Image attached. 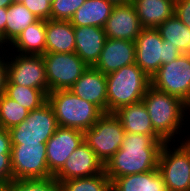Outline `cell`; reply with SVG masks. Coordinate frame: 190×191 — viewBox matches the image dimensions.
Listing matches in <instances>:
<instances>
[{"instance_id": "obj_1", "label": "cell", "mask_w": 190, "mask_h": 191, "mask_svg": "<svg viewBox=\"0 0 190 191\" xmlns=\"http://www.w3.org/2000/svg\"><path fill=\"white\" fill-rule=\"evenodd\" d=\"M164 143L159 135L125 133L121 148L104 165L106 175L112 182L117 177L157 169Z\"/></svg>"}, {"instance_id": "obj_2", "label": "cell", "mask_w": 190, "mask_h": 191, "mask_svg": "<svg viewBox=\"0 0 190 191\" xmlns=\"http://www.w3.org/2000/svg\"><path fill=\"white\" fill-rule=\"evenodd\" d=\"M144 103L154 131L165 141L171 142L174 133L182 128L187 104L176 96L156 90L150 86L144 95Z\"/></svg>"}, {"instance_id": "obj_3", "label": "cell", "mask_w": 190, "mask_h": 191, "mask_svg": "<svg viewBox=\"0 0 190 191\" xmlns=\"http://www.w3.org/2000/svg\"><path fill=\"white\" fill-rule=\"evenodd\" d=\"M107 113L139 102L151 86V79L134 63L106 75Z\"/></svg>"}, {"instance_id": "obj_4", "label": "cell", "mask_w": 190, "mask_h": 191, "mask_svg": "<svg viewBox=\"0 0 190 191\" xmlns=\"http://www.w3.org/2000/svg\"><path fill=\"white\" fill-rule=\"evenodd\" d=\"M58 125L85 132L104 114L96 105L83 100L70 90H57L48 93Z\"/></svg>"}, {"instance_id": "obj_5", "label": "cell", "mask_w": 190, "mask_h": 191, "mask_svg": "<svg viewBox=\"0 0 190 191\" xmlns=\"http://www.w3.org/2000/svg\"><path fill=\"white\" fill-rule=\"evenodd\" d=\"M135 42V64L151 79L161 65L169 64L183 53L166 43L156 28H144Z\"/></svg>"}, {"instance_id": "obj_6", "label": "cell", "mask_w": 190, "mask_h": 191, "mask_svg": "<svg viewBox=\"0 0 190 191\" xmlns=\"http://www.w3.org/2000/svg\"><path fill=\"white\" fill-rule=\"evenodd\" d=\"M58 127L54 110L47 101L41 107L30 111L26 120L9 129L11 144L46 143Z\"/></svg>"}, {"instance_id": "obj_7", "label": "cell", "mask_w": 190, "mask_h": 191, "mask_svg": "<svg viewBox=\"0 0 190 191\" xmlns=\"http://www.w3.org/2000/svg\"><path fill=\"white\" fill-rule=\"evenodd\" d=\"M125 130L114 113H104L98 121L84 132V141L105 165L121 148Z\"/></svg>"}, {"instance_id": "obj_8", "label": "cell", "mask_w": 190, "mask_h": 191, "mask_svg": "<svg viewBox=\"0 0 190 191\" xmlns=\"http://www.w3.org/2000/svg\"><path fill=\"white\" fill-rule=\"evenodd\" d=\"M181 142L174 152L168 147L169 142L160 151L158 169L168 191H190V146Z\"/></svg>"}, {"instance_id": "obj_9", "label": "cell", "mask_w": 190, "mask_h": 191, "mask_svg": "<svg viewBox=\"0 0 190 191\" xmlns=\"http://www.w3.org/2000/svg\"><path fill=\"white\" fill-rule=\"evenodd\" d=\"M46 79L50 92L69 90L89 67L74 53H45Z\"/></svg>"}, {"instance_id": "obj_10", "label": "cell", "mask_w": 190, "mask_h": 191, "mask_svg": "<svg viewBox=\"0 0 190 191\" xmlns=\"http://www.w3.org/2000/svg\"><path fill=\"white\" fill-rule=\"evenodd\" d=\"M151 86L190 104V54L161 65L151 78Z\"/></svg>"}, {"instance_id": "obj_11", "label": "cell", "mask_w": 190, "mask_h": 191, "mask_svg": "<svg viewBox=\"0 0 190 191\" xmlns=\"http://www.w3.org/2000/svg\"><path fill=\"white\" fill-rule=\"evenodd\" d=\"M11 167L13 180L53 177L47 165L46 143L12 145Z\"/></svg>"}, {"instance_id": "obj_12", "label": "cell", "mask_w": 190, "mask_h": 191, "mask_svg": "<svg viewBox=\"0 0 190 191\" xmlns=\"http://www.w3.org/2000/svg\"><path fill=\"white\" fill-rule=\"evenodd\" d=\"M9 60L7 65L6 84H16L20 86L40 89L47 94L50 92L46 79L44 59L40 55L18 54L13 61Z\"/></svg>"}, {"instance_id": "obj_13", "label": "cell", "mask_w": 190, "mask_h": 191, "mask_svg": "<svg viewBox=\"0 0 190 191\" xmlns=\"http://www.w3.org/2000/svg\"><path fill=\"white\" fill-rule=\"evenodd\" d=\"M84 141V132L68 127H58L46 142L49 172L54 176L65 164L74 150Z\"/></svg>"}, {"instance_id": "obj_14", "label": "cell", "mask_w": 190, "mask_h": 191, "mask_svg": "<svg viewBox=\"0 0 190 191\" xmlns=\"http://www.w3.org/2000/svg\"><path fill=\"white\" fill-rule=\"evenodd\" d=\"M104 171L103 163L95 152L83 141L65 161L63 167L53 176L58 182L73 178L98 175Z\"/></svg>"}, {"instance_id": "obj_15", "label": "cell", "mask_w": 190, "mask_h": 191, "mask_svg": "<svg viewBox=\"0 0 190 191\" xmlns=\"http://www.w3.org/2000/svg\"><path fill=\"white\" fill-rule=\"evenodd\" d=\"M106 37L135 41L144 27L131 2L115 5L103 27Z\"/></svg>"}, {"instance_id": "obj_16", "label": "cell", "mask_w": 190, "mask_h": 191, "mask_svg": "<svg viewBox=\"0 0 190 191\" xmlns=\"http://www.w3.org/2000/svg\"><path fill=\"white\" fill-rule=\"evenodd\" d=\"M135 42L107 38L95 69L107 75L124 66L135 63Z\"/></svg>"}, {"instance_id": "obj_17", "label": "cell", "mask_w": 190, "mask_h": 191, "mask_svg": "<svg viewBox=\"0 0 190 191\" xmlns=\"http://www.w3.org/2000/svg\"><path fill=\"white\" fill-rule=\"evenodd\" d=\"M69 90L107 113V82L106 75L101 71L88 67Z\"/></svg>"}, {"instance_id": "obj_18", "label": "cell", "mask_w": 190, "mask_h": 191, "mask_svg": "<svg viewBox=\"0 0 190 191\" xmlns=\"http://www.w3.org/2000/svg\"><path fill=\"white\" fill-rule=\"evenodd\" d=\"M75 53L89 66L98 61L107 39L103 28L95 26L74 27Z\"/></svg>"}, {"instance_id": "obj_19", "label": "cell", "mask_w": 190, "mask_h": 191, "mask_svg": "<svg viewBox=\"0 0 190 191\" xmlns=\"http://www.w3.org/2000/svg\"><path fill=\"white\" fill-rule=\"evenodd\" d=\"M74 26L69 21L46 20V53H74Z\"/></svg>"}, {"instance_id": "obj_20", "label": "cell", "mask_w": 190, "mask_h": 191, "mask_svg": "<svg viewBox=\"0 0 190 191\" xmlns=\"http://www.w3.org/2000/svg\"><path fill=\"white\" fill-rule=\"evenodd\" d=\"M144 28H157L175 13L171 0H131Z\"/></svg>"}, {"instance_id": "obj_21", "label": "cell", "mask_w": 190, "mask_h": 191, "mask_svg": "<svg viewBox=\"0 0 190 191\" xmlns=\"http://www.w3.org/2000/svg\"><path fill=\"white\" fill-rule=\"evenodd\" d=\"M114 115L122 123L125 133L158 135L142 100L119 108Z\"/></svg>"}, {"instance_id": "obj_22", "label": "cell", "mask_w": 190, "mask_h": 191, "mask_svg": "<svg viewBox=\"0 0 190 191\" xmlns=\"http://www.w3.org/2000/svg\"><path fill=\"white\" fill-rule=\"evenodd\" d=\"M111 191H168L159 169L115 178Z\"/></svg>"}, {"instance_id": "obj_23", "label": "cell", "mask_w": 190, "mask_h": 191, "mask_svg": "<svg viewBox=\"0 0 190 191\" xmlns=\"http://www.w3.org/2000/svg\"><path fill=\"white\" fill-rule=\"evenodd\" d=\"M114 4L107 0H86L70 19L74 27L95 26L103 28Z\"/></svg>"}, {"instance_id": "obj_24", "label": "cell", "mask_w": 190, "mask_h": 191, "mask_svg": "<svg viewBox=\"0 0 190 191\" xmlns=\"http://www.w3.org/2000/svg\"><path fill=\"white\" fill-rule=\"evenodd\" d=\"M22 55H44L46 53V20L39 19L29 25L12 42ZM22 52V53H21Z\"/></svg>"}, {"instance_id": "obj_25", "label": "cell", "mask_w": 190, "mask_h": 191, "mask_svg": "<svg viewBox=\"0 0 190 191\" xmlns=\"http://www.w3.org/2000/svg\"><path fill=\"white\" fill-rule=\"evenodd\" d=\"M38 20L19 0H15L7 11L5 44H11L23 30Z\"/></svg>"}, {"instance_id": "obj_26", "label": "cell", "mask_w": 190, "mask_h": 191, "mask_svg": "<svg viewBox=\"0 0 190 191\" xmlns=\"http://www.w3.org/2000/svg\"><path fill=\"white\" fill-rule=\"evenodd\" d=\"M161 38L171 45H175L183 54H189L190 29L173 15L156 28Z\"/></svg>"}, {"instance_id": "obj_27", "label": "cell", "mask_w": 190, "mask_h": 191, "mask_svg": "<svg viewBox=\"0 0 190 191\" xmlns=\"http://www.w3.org/2000/svg\"><path fill=\"white\" fill-rule=\"evenodd\" d=\"M4 94L28 111L37 109L48 101L45 91L16 84H6Z\"/></svg>"}, {"instance_id": "obj_28", "label": "cell", "mask_w": 190, "mask_h": 191, "mask_svg": "<svg viewBox=\"0 0 190 191\" xmlns=\"http://www.w3.org/2000/svg\"><path fill=\"white\" fill-rule=\"evenodd\" d=\"M60 191H111V180L105 171L98 175L59 182Z\"/></svg>"}, {"instance_id": "obj_29", "label": "cell", "mask_w": 190, "mask_h": 191, "mask_svg": "<svg viewBox=\"0 0 190 191\" xmlns=\"http://www.w3.org/2000/svg\"><path fill=\"white\" fill-rule=\"evenodd\" d=\"M28 110L20 106L16 101L7 97L4 93L0 95V127L9 130L26 120Z\"/></svg>"}, {"instance_id": "obj_30", "label": "cell", "mask_w": 190, "mask_h": 191, "mask_svg": "<svg viewBox=\"0 0 190 191\" xmlns=\"http://www.w3.org/2000/svg\"><path fill=\"white\" fill-rule=\"evenodd\" d=\"M11 150L9 130L0 127V185H7L13 180Z\"/></svg>"}, {"instance_id": "obj_31", "label": "cell", "mask_w": 190, "mask_h": 191, "mask_svg": "<svg viewBox=\"0 0 190 191\" xmlns=\"http://www.w3.org/2000/svg\"><path fill=\"white\" fill-rule=\"evenodd\" d=\"M6 191H60V186L54 177L12 180L6 185Z\"/></svg>"}, {"instance_id": "obj_32", "label": "cell", "mask_w": 190, "mask_h": 191, "mask_svg": "<svg viewBox=\"0 0 190 191\" xmlns=\"http://www.w3.org/2000/svg\"><path fill=\"white\" fill-rule=\"evenodd\" d=\"M86 0H54L51 4V19L70 21L76 10H78Z\"/></svg>"}, {"instance_id": "obj_33", "label": "cell", "mask_w": 190, "mask_h": 191, "mask_svg": "<svg viewBox=\"0 0 190 191\" xmlns=\"http://www.w3.org/2000/svg\"><path fill=\"white\" fill-rule=\"evenodd\" d=\"M38 19H51V4L46 0H19Z\"/></svg>"}, {"instance_id": "obj_34", "label": "cell", "mask_w": 190, "mask_h": 191, "mask_svg": "<svg viewBox=\"0 0 190 191\" xmlns=\"http://www.w3.org/2000/svg\"><path fill=\"white\" fill-rule=\"evenodd\" d=\"M182 23L190 29V0H181L175 3V13Z\"/></svg>"}, {"instance_id": "obj_35", "label": "cell", "mask_w": 190, "mask_h": 191, "mask_svg": "<svg viewBox=\"0 0 190 191\" xmlns=\"http://www.w3.org/2000/svg\"><path fill=\"white\" fill-rule=\"evenodd\" d=\"M1 58L4 57H0V95H2L5 92L6 82L8 79L7 76L8 61L6 62L3 59L1 60Z\"/></svg>"}, {"instance_id": "obj_36", "label": "cell", "mask_w": 190, "mask_h": 191, "mask_svg": "<svg viewBox=\"0 0 190 191\" xmlns=\"http://www.w3.org/2000/svg\"><path fill=\"white\" fill-rule=\"evenodd\" d=\"M8 8H0V41L5 44V25L7 21Z\"/></svg>"}, {"instance_id": "obj_37", "label": "cell", "mask_w": 190, "mask_h": 191, "mask_svg": "<svg viewBox=\"0 0 190 191\" xmlns=\"http://www.w3.org/2000/svg\"><path fill=\"white\" fill-rule=\"evenodd\" d=\"M15 0H0V8H8Z\"/></svg>"}, {"instance_id": "obj_38", "label": "cell", "mask_w": 190, "mask_h": 191, "mask_svg": "<svg viewBox=\"0 0 190 191\" xmlns=\"http://www.w3.org/2000/svg\"><path fill=\"white\" fill-rule=\"evenodd\" d=\"M107 1L113 3L114 5L125 4V3L131 2V0H107Z\"/></svg>"}, {"instance_id": "obj_39", "label": "cell", "mask_w": 190, "mask_h": 191, "mask_svg": "<svg viewBox=\"0 0 190 191\" xmlns=\"http://www.w3.org/2000/svg\"><path fill=\"white\" fill-rule=\"evenodd\" d=\"M186 109L190 110V104H187ZM183 142H185L186 144H188L190 146V138L189 139L187 138V140L183 141Z\"/></svg>"}, {"instance_id": "obj_40", "label": "cell", "mask_w": 190, "mask_h": 191, "mask_svg": "<svg viewBox=\"0 0 190 191\" xmlns=\"http://www.w3.org/2000/svg\"><path fill=\"white\" fill-rule=\"evenodd\" d=\"M0 191H6V185H0Z\"/></svg>"}, {"instance_id": "obj_41", "label": "cell", "mask_w": 190, "mask_h": 191, "mask_svg": "<svg viewBox=\"0 0 190 191\" xmlns=\"http://www.w3.org/2000/svg\"><path fill=\"white\" fill-rule=\"evenodd\" d=\"M48 3L52 4L54 0H46Z\"/></svg>"}, {"instance_id": "obj_42", "label": "cell", "mask_w": 190, "mask_h": 191, "mask_svg": "<svg viewBox=\"0 0 190 191\" xmlns=\"http://www.w3.org/2000/svg\"><path fill=\"white\" fill-rule=\"evenodd\" d=\"M171 1L174 2V3H176V2L181 1V0H171Z\"/></svg>"}]
</instances>
